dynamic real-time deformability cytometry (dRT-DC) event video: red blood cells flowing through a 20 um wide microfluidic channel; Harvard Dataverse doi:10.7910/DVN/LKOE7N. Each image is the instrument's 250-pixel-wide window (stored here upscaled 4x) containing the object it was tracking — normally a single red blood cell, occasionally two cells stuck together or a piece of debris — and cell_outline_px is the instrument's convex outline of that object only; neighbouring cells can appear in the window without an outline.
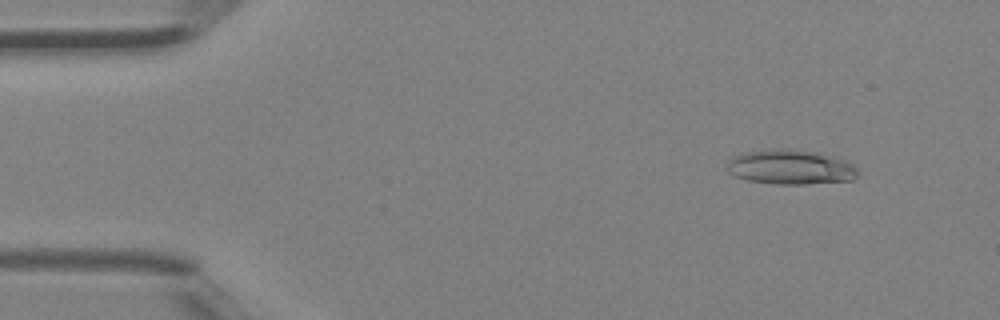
{"species": "Egyptian fruit bat (a non-hibernating species)", "species_latin": "Rousettus aegyptiacus", "temperature_condition": "room temperature", "stored_images_in_passage": 45, "camera_frame_rate_fps": 3000, "um_per_image_px": 0.085, "animal": {"sex": "female"}, "frame": {"image": 1, "passage_image": 5, "time_ms": 1.333, "image_size_px": [1000, 320], "cell_outline_px": [[856, 176], [852, 180], [804, 184], [776, 184], [748, 180], [736, 176], [728, 172], [728, 160], [732, 156], [748, 152], [768, 148], [784, 148], [816, 152], [832, 156], [844, 160], [852, 164], [856, 168]], "centroid_in_image_um": [67.17, 14.19], "position_along_channel_um": 17.8, "area_um2": 26.3}}
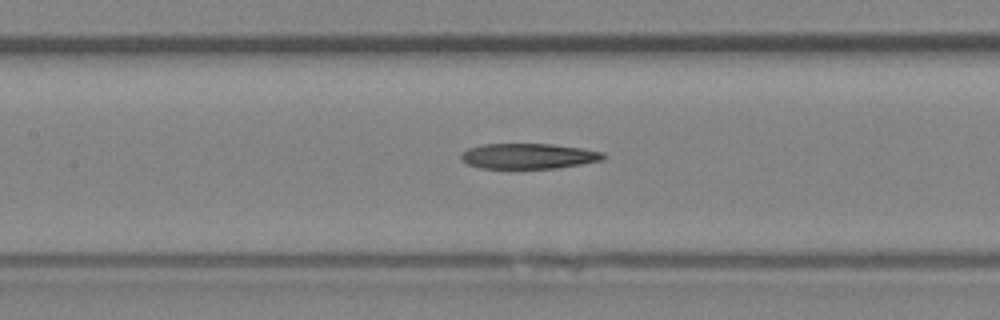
{"frame": {"image": 2, "passage_image": 21, "time_ms": 6.667, "image_size_px": [1000, 320], "cell_outline_px": [[608, 156], [604, 160], [556, 168], [480, 168], [468, 164], [460, 160], [460, 156], [468, 148], [484, 144], [552, 144], [584, 148], [604, 152]], "centroid_in_image_um": [44.96, 13.26], "position_along_channel_um": 162.4, "area_um2": 21.15}}
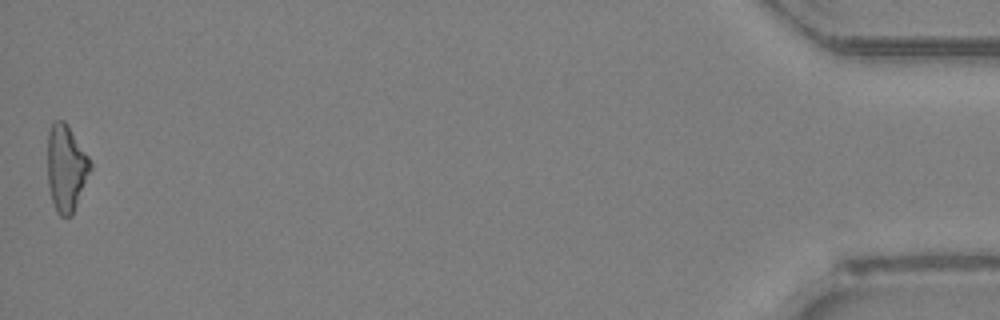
{"frame": {"image": 3, "passage_image": 45, "time_ms": 14.667, "image_size_px": [1000, 320], "cell_outline_px": [[92, 168], [72, 216], [60, 216], [56, 212], [52, 200], [48, 184], [48, 132], [52, 120], [64, 120], [68, 124], [88, 156], [92, 164]], "centroid_in_image_um": [5.62, 14.26], "position_along_channel_um": 429.6, "area_um2": 21.73}}